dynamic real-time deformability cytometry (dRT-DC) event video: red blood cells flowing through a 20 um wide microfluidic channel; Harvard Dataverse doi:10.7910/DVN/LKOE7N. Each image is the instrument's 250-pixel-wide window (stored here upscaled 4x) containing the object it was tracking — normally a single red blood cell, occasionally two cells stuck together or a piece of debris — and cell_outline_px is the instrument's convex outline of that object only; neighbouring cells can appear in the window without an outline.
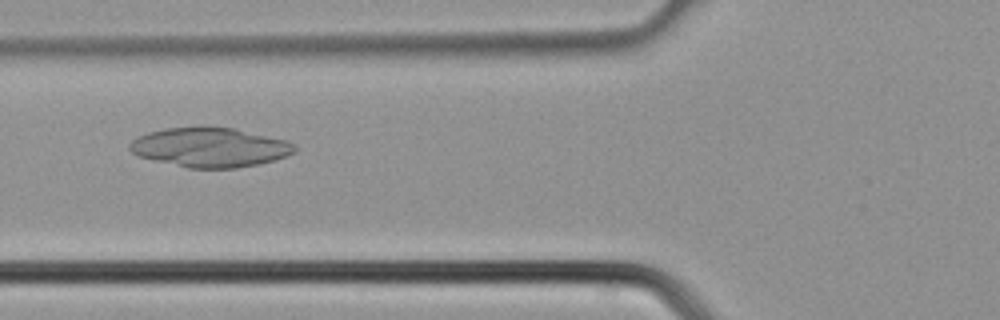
{"species": "common noctule bat (a hibernating species)", "species_latin": "Nyctalus noctula", "temperature_condition": "cold", "stored_images_in_passage": 2, "camera_frame_rate_fps": 3000, "um_per_image_px": 0.085, "animal": {"sex": "male", "body_mass_g": 21.5, "forearm_length_mm": 52.0}, "frame": {"image": 1, "passage_image": 2, "time_ms": 0.333, "image_size_px": [1000, 320], "cell_outline_px": [[296, 152], [288, 156], [276, 160], [236, 168], [188, 168], [140, 156], [132, 152], [128, 148], [128, 144], [136, 136], [148, 132], [164, 128], [204, 124], [232, 128], [288, 140], [296, 144]], "centroid_in_image_um": [17.86, 12.49], "position_along_channel_um": 107.9, "area_um2": 38.61}}